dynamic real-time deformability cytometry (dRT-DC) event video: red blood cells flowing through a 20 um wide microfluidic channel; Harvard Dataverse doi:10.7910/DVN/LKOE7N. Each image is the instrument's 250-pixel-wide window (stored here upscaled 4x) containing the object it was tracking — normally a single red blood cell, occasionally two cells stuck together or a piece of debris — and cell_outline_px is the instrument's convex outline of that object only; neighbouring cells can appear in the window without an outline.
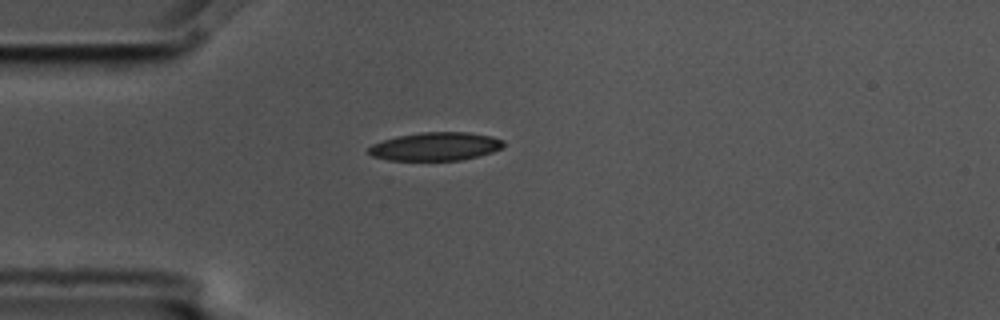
{"species": "common noctule bat (a hibernating species)", "species_latin": "Nyctalus noctula", "temperature_condition": "cold", "stored_images_in_passage": 5, "camera_frame_rate_fps": 3000, "um_per_image_px": 0.085, "animal": {"sex": "male", "body_mass_g": 17.5, "forearm_length_mm": 52.3}, "frame": {"image": 1, "passage_image": 5, "time_ms": 1.333, "image_size_px": [1000, 320], "cell_outline_px": [[504, 144], [500, 148], [492, 152], [460, 160], [388, 160], [372, 156], [368, 152], [368, 148], [372, 144], [396, 136], [420, 132], [468, 132], [492, 136], [504, 140]], "centroid_in_image_um": [37.0, 12.44], "position_along_channel_um": 48.0, "area_um2": 22.2}}